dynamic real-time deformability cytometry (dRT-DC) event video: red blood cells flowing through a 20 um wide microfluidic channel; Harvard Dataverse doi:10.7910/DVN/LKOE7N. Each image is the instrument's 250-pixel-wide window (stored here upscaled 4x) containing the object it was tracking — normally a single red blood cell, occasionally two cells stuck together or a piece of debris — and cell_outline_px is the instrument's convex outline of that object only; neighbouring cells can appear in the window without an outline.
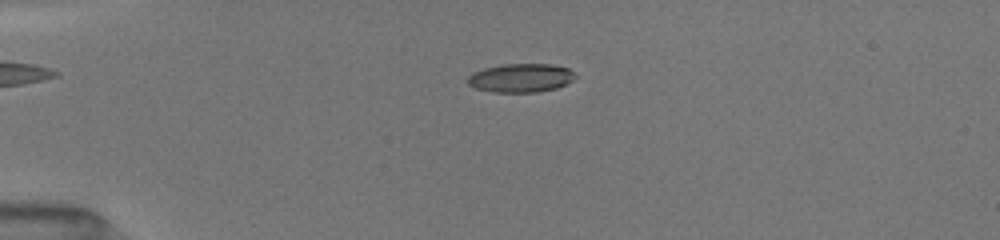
{"species": "common noctule bat (a hibernating species)", "species_latin": "Nyctalus noctula", "temperature_condition": "room temperature", "stored_images_in_passage": 72, "camera_frame_rate_fps": 3000, "um_per_image_px": 0.085, "animal": {"sex": "female", "body_mass_g": 19.5, "forearm_length_mm": 54.1}, "frame": {"image": 1, "passage_image": 12, "time_ms": 4.0, "image_size_px": [1000, 240], "cell_outline_px": [[576, 76], [572, 80], [556, 88], [536, 92], [492, 92], [476, 88], [468, 84], [468, 76], [472, 72], [484, 68], [504, 64], [552, 64], [568, 68]], "centroid_in_image_um": [44.24, 6.62], "position_along_channel_um": 40.8, "area_um2": 17.86}}
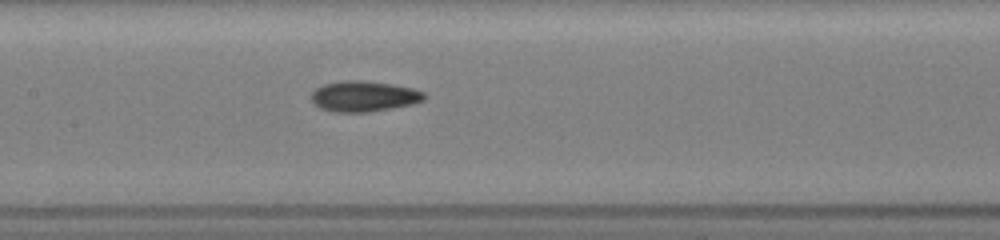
{"frame": {"image": 2, "passage_image": 33, "time_ms": 8.333, "image_size_px": [1000, 240], "cell_outline_px": [[424, 100], [412, 104], [392, 108], [368, 112], [332, 112], [320, 108], [312, 104], [312, 92], [316, 88], [324, 84], [344, 80], [360, 80], [392, 84], [412, 88], [424, 92]], "centroid_in_image_um": [30.9, 8.19], "position_along_channel_um": 176.5, "area_um2": 20.17}}
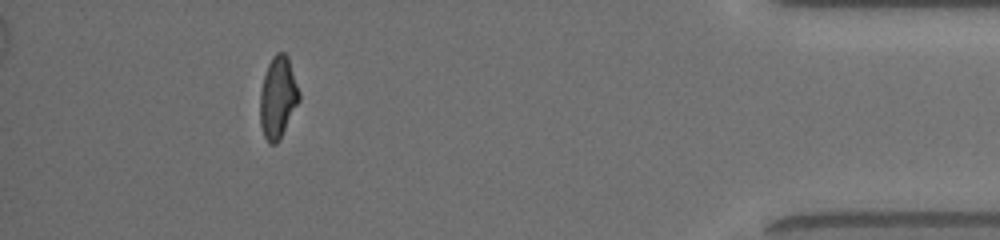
{"frame": {"image": 3, "passage_image": 64, "time_ms": 15.333, "image_size_px": [1000, 240], "cell_outline_px": [[300, 100], [280, 140], [276, 144], [268, 144], [264, 136], [260, 124], [260, 92], [264, 76], [268, 64], [272, 56], [276, 52], [284, 52], [288, 56], [300, 92]], "centroid_in_image_um": [23.63, 8.29], "position_along_channel_um": 411.6, "area_um2": 18.84}, "authors_computed_cell_mechanics": {"area_um2": 18.785, "velocity_mm_per_s": 4.06, "shape_relaxation_time_tau1_ms": 4.6778, "shape_relaxation_time_tau2_ms": 3.4314, "deformation_change_tau1": 0.1769, "deformation_change_tau2": 0.1061}}